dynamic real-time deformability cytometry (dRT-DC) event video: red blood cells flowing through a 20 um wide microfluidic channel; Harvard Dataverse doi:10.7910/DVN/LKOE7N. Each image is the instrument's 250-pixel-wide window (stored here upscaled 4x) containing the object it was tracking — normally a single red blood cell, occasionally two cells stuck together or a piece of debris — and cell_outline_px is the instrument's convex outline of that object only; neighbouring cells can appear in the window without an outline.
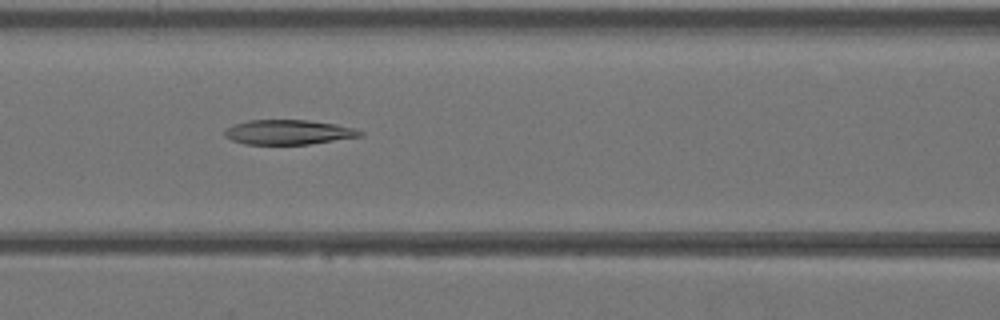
{"species": "Egyptian fruit bat (a non-hibernating species)", "species_latin": "Rousettus aegyptiacus", "temperature_condition": "warm", "stored_images_in_passage": 41, "camera_frame_rate_fps": 3000, "um_per_image_px": 0.085, "animal": {"sex": "female"}, "frame": {"image": 1, "passage_image": 18, "time_ms": 5.667, "image_size_px": [1000, 320], "cell_outline_px": [[364, 136], [308, 144], [244, 144], [232, 140], [224, 136], [224, 132], [228, 128], [236, 124], [248, 120], [308, 120], [336, 124], [356, 128], [364, 132]], "centroid_in_image_um": [24.57, 11.23], "position_along_channel_um": 142.0, "area_um2": 19.48}}
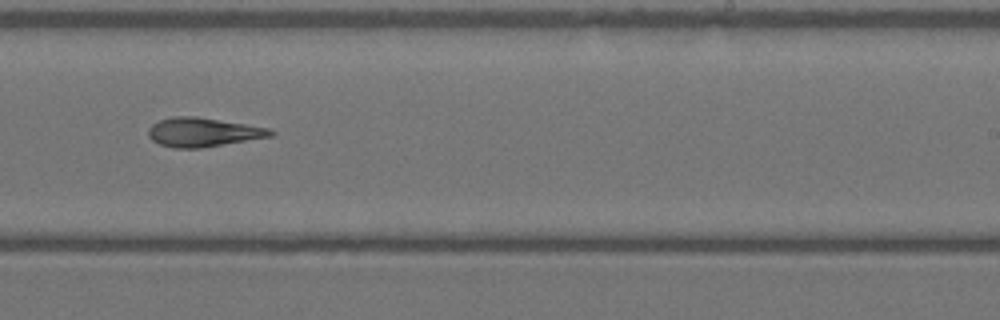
{"frame": {"image": 2, "passage_image": 26, "time_ms": 8.333, "image_size_px": [1000, 320], "cell_outline_px": [[276, 132], [272, 136], [200, 148], [172, 148], [160, 144], [152, 140], [148, 136], [148, 128], [152, 124], [160, 120], [172, 116], [192, 116], [272, 128]], "centroid_in_image_um": [17.25, 11.24], "position_along_channel_um": 271.8, "area_um2": 20.58}}
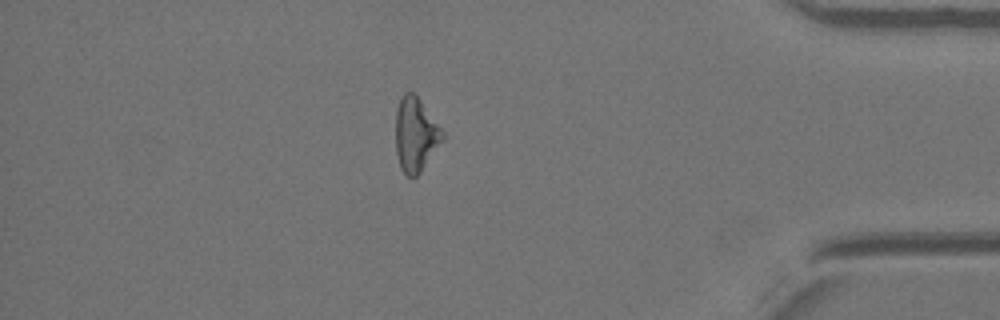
{"frame": {"image": 3, "passage_image": 36, "time_ms": 11.667, "image_size_px": [1000, 320], "cell_outline_px": [[444, 140], [420, 172], [416, 176], [408, 176], [400, 168], [396, 152], [396, 108], [400, 96], [404, 92], [412, 92], [420, 100], [444, 132]], "centroid_in_image_um": [35.32, 11.43], "position_along_channel_um": 399.9, "area_um2": 20.17}}